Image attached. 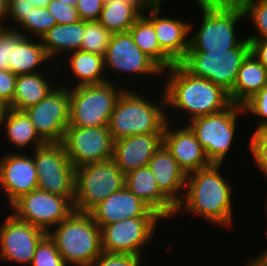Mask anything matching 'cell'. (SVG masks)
<instances>
[{"instance_id":"f907efd6","label":"cell","mask_w":267,"mask_h":266,"mask_svg":"<svg viewBox=\"0 0 267 266\" xmlns=\"http://www.w3.org/2000/svg\"><path fill=\"white\" fill-rule=\"evenodd\" d=\"M6 109H7V106L0 101V127H1V122L3 120V116H4Z\"/></svg>"},{"instance_id":"d6a6232c","label":"cell","mask_w":267,"mask_h":266,"mask_svg":"<svg viewBox=\"0 0 267 266\" xmlns=\"http://www.w3.org/2000/svg\"><path fill=\"white\" fill-rule=\"evenodd\" d=\"M244 17L254 26L255 34L246 36L248 40H267V0H237Z\"/></svg>"},{"instance_id":"e0dca14e","label":"cell","mask_w":267,"mask_h":266,"mask_svg":"<svg viewBox=\"0 0 267 266\" xmlns=\"http://www.w3.org/2000/svg\"><path fill=\"white\" fill-rule=\"evenodd\" d=\"M165 1L154 0L143 14L153 23L160 48L175 63H180L189 49L190 22L182 17L163 16L161 10Z\"/></svg>"},{"instance_id":"484cf974","label":"cell","mask_w":267,"mask_h":266,"mask_svg":"<svg viewBox=\"0 0 267 266\" xmlns=\"http://www.w3.org/2000/svg\"><path fill=\"white\" fill-rule=\"evenodd\" d=\"M8 144L13 147L11 152L34 151L46 142L36 132L34 125L24 111L7 108L1 122ZM29 146V147H28ZM16 150H15V148ZM28 147V149H27ZM29 148H31L29 150Z\"/></svg>"},{"instance_id":"2e32d148","label":"cell","mask_w":267,"mask_h":266,"mask_svg":"<svg viewBox=\"0 0 267 266\" xmlns=\"http://www.w3.org/2000/svg\"><path fill=\"white\" fill-rule=\"evenodd\" d=\"M6 217L0 222V259L30 266L36 246L47 233L13 213Z\"/></svg>"},{"instance_id":"7dc6e473","label":"cell","mask_w":267,"mask_h":266,"mask_svg":"<svg viewBox=\"0 0 267 266\" xmlns=\"http://www.w3.org/2000/svg\"><path fill=\"white\" fill-rule=\"evenodd\" d=\"M51 0H30L32 4H34L35 7H47V4Z\"/></svg>"},{"instance_id":"7402d4cb","label":"cell","mask_w":267,"mask_h":266,"mask_svg":"<svg viewBox=\"0 0 267 266\" xmlns=\"http://www.w3.org/2000/svg\"><path fill=\"white\" fill-rule=\"evenodd\" d=\"M148 167L159 190L177 206L184 195L187 175L163 144L150 159Z\"/></svg>"},{"instance_id":"ab89813d","label":"cell","mask_w":267,"mask_h":266,"mask_svg":"<svg viewBox=\"0 0 267 266\" xmlns=\"http://www.w3.org/2000/svg\"><path fill=\"white\" fill-rule=\"evenodd\" d=\"M257 169L267 178V128L253 140V158Z\"/></svg>"},{"instance_id":"3957f363","label":"cell","mask_w":267,"mask_h":266,"mask_svg":"<svg viewBox=\"0 0 267 266\" xmlns=\"http://www.w3.org/2000/svg\"><path fill=\"white\" fill-rule=\"evenodd\" d=\"M195 2L196 6H199L202 20L197 32L192 21L190 22L188 51H226L236 48L245 39V36L239 38L236 31V28H239L238 23L245 19L243 9L237 0ZM191 32L196 33L194 35Z\"/></svg>"},{"instance_id":"52a82bcc","label":"cell","mask_w":267,"mask_h":266,"mask_svg":"<svg viewBox=\"0 0 267 266\" xmlns=\"http://www.w3.org/2000/svg\"><path fill=\"white\" fill-rule=\"evenodd\" d=\"M250 54V42L245 38L236 48L226 51H188L180 63L194 76L208 79L230 93Z\"/></svg>"},{"instance_id":"8d00e7d4","label":"cell","mask_w":267,"mask_h":266,"mask_svg":"<svg viewBox=\"0 0 267 266\" xmlns=\"http://www.w3.org/2000/svg\"><path fill=\"white\" fill-rule=\"evenodd\" d=\"M141 256L103 252L89 266H143Z\"/></svg>"},{"instance_id":"ba28073f","label":"cell","mask_w":267,"mask_h":266,"mask_svg":"<svg viewBox=\"0 0 267 266\" xmlns=\"http://www.w3.org/2000/svg\"><path fill=\"white\" fill-rule=\"evenodd\" d=\"M240 115H245L243 106L232 103L221 112L186 123L196 135L211 164H223L227 159L235 141Z\"/></svg>"},{"instance_id":"7bdbcfd3","label":"cell","mask_w":267,"mask_h":266,"mask_svg":"<svg viewBox=\"0 0 267 266\" xmlns=\"http://www.w3.org/2000/svg\"><path fill=\"white\" fill-rule=\"evenodd\" d=\"M16 78L9 69L0 70V101L7 107L13 100Z\"/></svg>"},{"instance_id":"8992f818","label":"cell","mask_w":267,"mask_h":266,"mask_svg":"<svg viewBox=\"0 0 267 266\" xmlns=\"http://www.w3.org/2000/svg\"><path fill=\"white\" fill-rule=\"evenodd\" d=\"M117 84L107 81L101 84L70 87L68 126H108L110 115L119 96L128 87L133 89V85L136 86L131 83L127 86Z\"/></svg>"},{"instance_id":"836d02e7","label":"cell","mask_w":267,"mask_h":266,"mask_svg":"<svg viewBox=\"0 0 267 266\" xmlns=\"http://www.w3.org/2000/svg\"><path fill=\"white\" fill-rule=\"evenodd\" d=\"M111 35L99 21H84L80 50L105 56Z\"/></svg>"},{"instance_id":"4316f807","label":"cell","mask_w":267,"mask_h":266,"mask_svg":"<svg viewBox=\"0 0 267 266\" xmlns=\"http://www.w3.org/2000/svg\"><path fill=\"white\" fill-rule=\"evenodd\" d=\"M48 62L50 63L52 60L40 39L24 37L17 45H12L8 69L15 75L38 73L49 69Z\"/></svg>"},{"instance_id":"f6af8a7d","label":"cell","mask_w":267,"mask_h":266,"mask_svg":"<svg viewBox=\"0 0 267 266\" xmlns=\"http://www.w3.org/2000/svg\"><path fill=\"white\" fill-rule=\"evenodd\" d=\"M245 266H267V248L259 255L249 258Z\"/></svg>"},{"instance_id":"74e56055","label":"cell","mask_w":267,"mask_h":266,"mask_svg":"<svg viewBox=\"0 0 267 266\" xmlns=\"http://www.w3.org/2000/svg\"><path fill=\"white\" fill-rule=\"evenodd\" d=\"M47 8L55 17L57 24H73L81 21L76 5L51 0L47 4Z\"/></svg>"},{"instance_id":"ffe728a7","label":"cell","mask_w":267,"mask_h":266,"mask_svg":"<svg viewBox=\"0 0 267 266\" xmlns=\"http://www.w3.org/2000/svg\"><path fill=\"white\" fill-rule=\"evenodd\" d=\"M89 213L100 229L105 225L128 218L161 217L125 186L106 197Z\"/></svg>"},{"instance_id":"603a6c76","label":"cell","mask_w":267,"mask_h":266,"mask_svg":"<svg viewBox=\"0 0 267 266\" xmlns=\"http://www.w3.org/2000/svg\"><path fill=\"white\" fill-rule=\"evenodd\" d=\"M155 180L150 168L145 166L127 173L124 186L164 220H171L176 206L159 190Z\"/></svg>"},{"instance_id":"ac0fdd59","label":"cell","mask_w":267,"mask_h":266,"mask_svg":"<svg viewBox=\"0 0 267 266\" xmlns=\"http://www.w3.org/2000/svg\"><path fill=\"white\" fill-rule=\"evenodd\" d=\"M3 155L0 158V188L2 194L7 195L10 207L22 195L38 188V176L31 152Z\"/></svg>"},{"instance_id":"5bb4252c","label":"cell","mask_w":267,"mask_h":266,"mask_svg":"<svg viewBox=\"0 0 267 266\" xmlns=\"http://www.w3.org/2000/svg\"><path fill=\"white\" fill-rule=\"evenodd\" d=\"M62 143L74 168L113 158L114 140L108 126H68Z\"/></svg>"},{"instance_id":"9c48e42d","label":"cell","mask_w":267,"mask_h":266,"mask_svg":"<svg viewBox=\"0 0 267 266\" xmlns=\"http://www.w3.org/2000/svg\"><path fill=\"white\" fill-rule=\"evenodd\" d=\"M125 185V174L113 159L76 168L74 211L89 213Z\"/></svg>"},{"instance_id":"681fc988","label":"cell","mask_w":267,"mask_h":266,"mask_svg":"<svg viewBox=\"0 0 267 266\" xmlns=\"http://www.w3.org/2000/svg\"><path fill=\"white\" fill-rule=\"evenodd\" d=\"M5 21V23H4ZM10 26V27H9ZM11 29V25H8V20H0V36L7 30Z\"/></svg>"},{"instance_id":"f546056e","label":"cell","mask_w":267,"mask_h":266,"mask_svg":"<svg viewBox=\"0 0 267 266\" xmlns=\"http://www.w3.org/2000/svg\"><path fill=\"white\" fill-rule=\"evenodd\" d=\"M152 2H112L104 4L98 21L111 33L128 32Z\"/></svg>"},{"instance_id":"4fadbf2b","label":"cell","mask_w":267,"mask_h":266,"mask_svg":"<svg viewBox=\"0 0 267 266\" xmlns=\"http://www.w3.org/2000/svg\"><path fill=\"white\" fill-rule=\"evenodd\" d=\"M105 69H106V77L108 75H112V77L122 74L126 78L129 75L140 76L139 78H143L147 75V77L152 78L163 77V70L144 52H142L139 47L134 43V39L131 33L128 32H120V33H112L109 45L107 47L105 56ZM111 72V74H110ZM115 73L112 74V73ZM109 73V74H108ZM120 73V74H118ZM117 74V75H116ZM127 74V76H126ZM114 75V76H113ZM135 75V76H134Z\"/></svg>"},{"instance_id":"60d3db41","label":"cell","mask_w":267,"mask_h":266,"mask_svg":"<svg viewBox=\"0 0 267 266\" xmlns=\"http://www.w3.org/2000/svg\"><path fill=\"white\" fill-rule=\"evenodd\" d=\"M33 7L35 6L30 0H8V24L14 23L11 29H15V26L17 27L25 19Z\"/></svg>"},{"instance_id":"f35d334b","label":"cell","mask_w":267,"mask_h":266,"mask_svg":"<svg viewBox=\"0 0 267 266\" xmlns=\"http://www.w3.org/2000/svg\"><path fill=\"white\" fill-rule=\"evenodd\" d=\"M25 36L15 29H7L0 36V70L8 69L12 45H17Z\"/></svg>"},{"instance_id":"30bf717a","label":"cell","mask_w":267,"mask_h":266,"mask_svg":"<svg viewBox=\"0 0 267 266\" xmlns=\"http://www.w3.org/2000/svg\"><path fill=\"white\" fill-rule=\"evenodd\" d=\"M38 176V189L68 197L74 202L76 168L62 142H46L31 152Z\"/></svg>"},{"instance_id":"7a4b0ae2","label":"cell","mask_w":267,"mask_h":266,"mask_svg":"<svg viewBox=\"0 0 267 266\" xmlns=\"http://www.w3.org/2000/svg\"><path fill=\"white\" fill-rule=\"evenodd\" d=\"M162 76L166 77L163 83L166 108L174 113L183 111L189 118L188 122L221 112L232 104L229 93L221 86L194 76L181 63L164 70Z\"/></svg>"},{"instance_id":"1f68e13d","label":"cell","mask_w":267,"mask_h":266,"mask_svg":"<svg viewBox=\"0 0 267 266\" xmlns=\"http://www.w3.org/2000/svg\"><path fill=\"white\" fill-rule=\"evenodd\" d=\"M56 24L55 17L48 11L47 7H33L15 30L25 37L41 39Z\"/></svg>"},{"instance_id":"4dcf8cb0","label":"cell","mask_w":267,"mask_h":266,"mask_svg":"<svg viewBox=\"0 0 267 266\" xmlns=\"http://www.w3.org/2000/svg\"><path fill=\"white\" fill-rule=\"evenodd\" d=\"M134 43L149 56L163 71L175 62L160 48L153 23L142 14L129 29Z\"/></svg>"},{"instance_id":"ee69618b","label":"cell","mask_w":267,"mask_h":266,"mask_svg":"<svg viewBox=\"0 0 267 266\" xmlns=\"http://www.w3.org/2000/svg\"><path fill=\"white\" fill-rule=\"evenodd\" d=\"M251 54L267 69V40H248Z\"/></svg>"},{"instance_id":"f1b7e54d","label":"cell","mask_w":267,"mask_h":266,"mask_svg":"<svg viewBox=\"0 0 267 266\" xmlns=\"http://www.w3.org/2000/svg\"><path fill=\"white\" fill-rule=\"evenodd\" d=\"M267 86V69L250 54L241 65L233 90L229 93L232 103L243 105L254 94Z\"/></svg>"},{"instance_id":"cb8c5ba5","label":"cell","mask_w":267,"mask_h":266,"mask_svg":"<svg viewBox=\"0 0 267 266\" xmlns=\"http://www.w3.org/2000/svg\"><path fill=\"white\" fill-rule=\"evenodd\" d=\"M67 57L68 58L66 59L68 61H64V66H67L66 71L68 72L69 70V72L66 74H71L69 75V77H71L72 79H69L67 83L66 81L62 82L60 80L59 83H62L61 85L70 88L82 85L101 84L107 81L112 83H114V81L115 83L117 82L116 78H114L115 80H111L112 77H106L104 56L95 53L76 50L74 52L68 53ZM69 83H73L74 85H70Z\"/></svg>"},{"instance_id":"e575fe53","label":"cell","mask_w":267,"mask_h":266,"mask_svg":"<svg viewBox=\"0 0 267 266\" xmlns=\"http://www.w3.org/2000/svg\"><path fill=\"white\" fill-rule=\"evenodd\" d=\"M244 113L247 115L256 116L260 121L255 125V130L250 136L249 142V152L253 156V140L267 128V86L263 87L259 92L254 94L249 100H247L243 105ZM259 117V118H258Z\"/></svg>"},{"instance_id":"d590c367","label":"cell","mask_w":267,"mask_h":266,"mask_svg":"<svg viewBox=\"0 0 267 266\" xmlns=\"http://www.w3.org/2000/svg\"><path fill=\"white\" fill-rule=\"evenodd\" d=\"M30 266H67L54 240L46 234L36 246Z\"/></svg>"},{"instance_id":"c3c4849f","label":"cell","mask_w":267,"mask_h":266,"mask_svg":"<svg viewBox=\"0 0 267 266\" xmlns=\"http://www.w3.org/2000/svg\"><path fill=\"white\" fill-rule=\"evenodd\" d=\"M153 2L154 0H103V4H109V3H112V2Z\"/></svg>"},{"instance_id":"44dd1931","label":"cell","mask_w":267,"mask_h":266,"mask_svg":"<svg viewBox=\"0 0 267 266\" xmlns=\"http://www.w3.org/2000/svg\"><path fill=\"white\" fill-rule=\"evenodd\" d=\"M163 144V133L127 136L114 141L113 160L126 175L148 166L150 159Z\"/></svg>"},{"instance_id":"b9f144b4","label":"cell","mask_w":267,"mask_h":266,"mask_svg":"<svg viewBox=\"0 0 267 266\" xmlns=\"http://www.w3.org/2000/svg\"><path fill=\"white\" fill-rule=\"evenodd\" d=\"M103 6V0H77L76 2L82 21H98Z\"/></svg>"},{"instance_id":"816d5d0a","label":"cell","mask_w":267,"mask_h":266,"mask_svg":"<svg viewBox=\"0 0 267 266\" xmlns=\"http://www.w3.org/2000/svg\"><path fill=\"white\" fill-rule=\"evenodd\" d=\"M59 2H63L65 4H70V5H76L77 0H55Z\"/></svg>"},{"instance_id":"bcb514c9","label":"cell","mask_w":267,"mask_h":266,"mask_svg":"<svg viewBox=\"0 0 267 266\" xmlns=\"http://www.w3.org/2000/svg\"><path fill=\"white\" fill-rule=\"evenodd\" d=\"M0 20H8V0H0Z\"/></svg>"},{"instance_id":"83f0119b","label":"cell","mask_w":267,"mask_h":266,"mask_svg":"<svg viewBox=\"0 0 267 266\" xmlns=\"http://www.w3.org/2000/svg\"><path fill=\"white\" fill-rule=\"evenodd\" d=\"M83 35L84 21L81 20L73 24L54 25L42 36L40 41L53 63L56 61L55 63L59 64L64 61L63 58L61 59V55L64 54V57L68 53L80 50ZM58 57L62 61H59Z\"/></svg>"},{"instance_id":"5b68a950","label":"cell","mask_w":267,"mask_h":266,"mask_svg":"<svg viewBox=\"0 0 267 266\" xmlns=\"http://www.w3.org/2000/svg\"><path fill=\"white\" fill-rule=\"evenodd\" d=\"M48 235L67 266H89L103 253L101 229L90 213L73 211Z\"/></svg>"},{"instance_id":"8fae6325","label":"cell","mask_w":267,"mask_h":266,"mask_svg":"<svg viewBox=\"0 0 267 266\" xmlns=\"http://www.w3.org/2000/svg\"><path fill=\"white\" fill-rule=\"evenodd\" d=\"M9 208L18 219L48 234L74 211V204L68 197L37 188L22 195Z\"/></svg>"},{"instance_id":"277c9868","label":"cell","mask_w":267,"mask_h":266,"mask_svg":"<svg viewBox=\"0 0 267 266\" xmlns=\"http://www.w3.org/2000/svg\"><path fill=\"white\" fill-rule=\"evenodd\" d=\"M133 90L125 89L122 92L110 115L108 130L114 141L139 134L163 133L168 121L163 88L162 92L158 93L159 100L157 98L155 102L153 97L154 103L150 96H144L145 90L144 93L141 90Z\"/></svg>"},{"instance_id":"9a60e30c","label":"cell","mask_w":267,"mask_h":266,"mask_svg":"<svg viewBox=\"0 0 267 266\" xmlns=\"http://www.w3.org/2000/svg\"><path fill=\"white\" fill-rule=\"evenodd\" d=\"M69 108V88L60 84L24 112L45 142H62L69 125Z\"/></svg>"},{"instance_id":"7c38bea8","label":"cell","mask_w":267,"mask_h":266,"mask_svg":"<svg viewBox=\"0 0 267 266\" xmlns=\"http://www.w3.org/2000/svg\"><path fill=\"white\" fill-rule=\"evenodd\" d=\"M159 221L164 222V219L137 217L103 226L101 228L102 251L143 257L142 255L146 253L145 246L154 240Z\"/></svg>"},{"instance_id":"d6986e66","label":"cell","mask_w":267,"mask_h":266,"mask_svg":"<svg viewBox=\"0 0 267 266\" xmlns=\"http://www.w3.org/2000/svg\"><path fill=\"white\" fill-rule=\"evenodd\" d=\"M167 120L163 131V145L186 175L210 166L211 162L191 128L185 123L181 127L172 125L174 119L170 118L168 112Z\"/></svg>"},{"instance_id":"6da1fadb","label":"cell","mask_w":267,"mask_h":266,"mask_svg":"<svg viewBox=\"0 0 267 266\" xmlns=\"http://www.w3.org/2000/svg\"><path fill=\"white\" fill-rule=\"evenodd\" d=\"M223 165L211 164L187 174L183 198L176 206V216L189 212L215 226L232 227L234 191L227 176L220 171Z\"/></svg>"},{"instance_id":"f5cc1de1","label":"cell","mask_w":267,"mask_h":266,"mask_svg":"<svg viewBox=\"0 0 267 266\" xmlns=\"http://www.w3.org/2000/svg\"><path fill=\"white\" fill-rule=\"evenodd\" d=\"M265 203H266V204H264V205H266V207H265V213H266V216H267V199L265 200ZM266 218H267V217H266ZM266 220H267V219H266ZM265 233H266V236H267V230H266ZM266 238H267V237H266Z\"/></svg>"},{"instance_id":"d4e9b609","label":"cell","mask_w":267,"mask_h":266,"mask_svg":"<svg viewBox=\"0 0 267 266\" xmlns=\"http://www.w3.org/2000/svg\"><path fill=\"white\" fill-rule=\"evenodd\" d=\"M55 66L57 67V65L54 63V66H50V70L48 69L46 70V72L41 71L38 73L17 75L13 100L7 108L24 111L44 99L59 85V83L56 84L58 81H55L58 80L57 78H60L59 75L56 74L52 77L49 76L52 74V71L57 73L54 69L56 68ZM51 68H53L54 70H52Z\"/></svg>"}]
</instances>
